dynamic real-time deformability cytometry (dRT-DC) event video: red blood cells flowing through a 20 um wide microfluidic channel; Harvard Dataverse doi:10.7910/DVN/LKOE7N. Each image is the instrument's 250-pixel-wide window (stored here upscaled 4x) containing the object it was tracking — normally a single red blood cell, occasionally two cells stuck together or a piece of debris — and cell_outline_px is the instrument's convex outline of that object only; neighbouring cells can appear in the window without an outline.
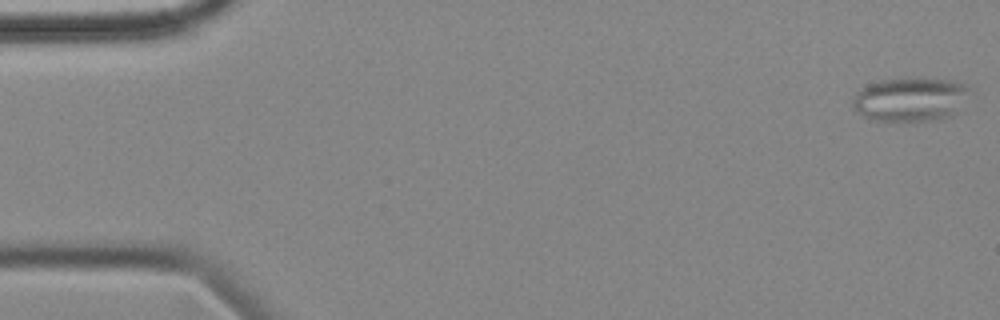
{"species": "common noctule bat (a hibernating species)", "species_latin": "Nyctalus noctula", "temperature_condition": "cold", "stored_images_in_passage": 17, "camera_frame_rate_fps": 3000, "um_per_image_px": 0.085, "animal": {"sex": "female", "body_mass_g": 18.4}, "frame": {"image": 1, "passage_image": 1, "time_ms": 0.0, "image_size_px": [1000, 320], "cell_outline_px": [[976, 92], [952, 116], [940, 120], [868, 120], [852, 108], [852, 100], [856, 92], [860, 88], [868, 84], [880, 80], [948, 80], [968, 84]], "centroid_in_image_um": [77.45, 8.47], "position_along_channel_um": 7.6, "area_um2": 30.17}}
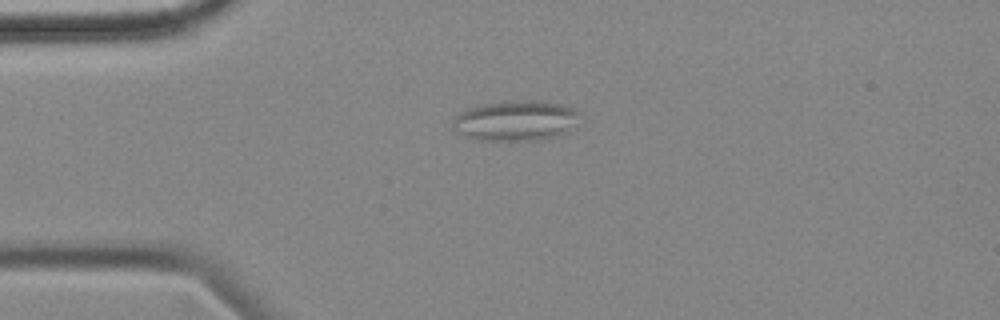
{"frame": {"image": 2, "passage_image": 13, "time_ms": 4.0, "image_size_px": [1000, 320], "cell_outline_px": [[576, 112], [568, 132], [556, 136], [536, 140], [480, 140], [464, 136], [456, 132], [452, 128], [452, 120], [460, 112], [468, 108], [480, 104], [504, 100], [532, 100], [560, 104], [572, 108]], "centroid_in_image_um": [43.7, 10.25], "position_along_channel_um": 41.3, "area_um2": 29.54}}